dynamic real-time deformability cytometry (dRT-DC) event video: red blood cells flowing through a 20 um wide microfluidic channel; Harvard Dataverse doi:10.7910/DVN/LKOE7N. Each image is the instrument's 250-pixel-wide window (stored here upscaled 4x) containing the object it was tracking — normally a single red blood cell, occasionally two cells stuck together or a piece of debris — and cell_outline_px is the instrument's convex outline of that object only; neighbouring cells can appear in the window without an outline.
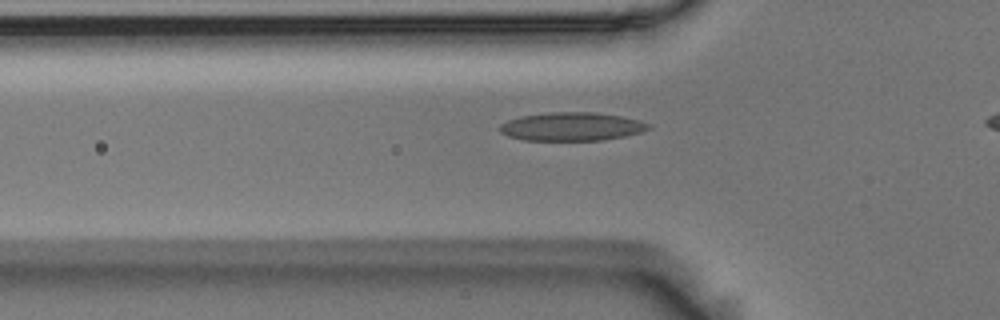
{"species": "Egyptian fruit bat (a non-hibernating species)", "species_latin": "Rousettus aegyptiacus", "temperature_condition": "room temperature", "stored_images_in_passage": 40, "camera_frame_rate_fps": 3000, "um_per_image_px": 0.085, "animal": {"sex": "male"}, "frame": {"image": 1, "passage_image": 10, "time_ms": 3.0, "image_size_px": [1000, 320], "cell_outline_px": [[652, 128], [640, 132], [624, 136], [604, 140], [524, 140], [508, 136], [500, 132], [500, 124], [508, 120], [520, 116], [552, 112], [596, 112], [620, 116], [640, 120], [652, 124]], "centroid_in_image_um": [48.62, 10.75], "position_along_channel_um": 77.2, "area_um2": 24.68}}
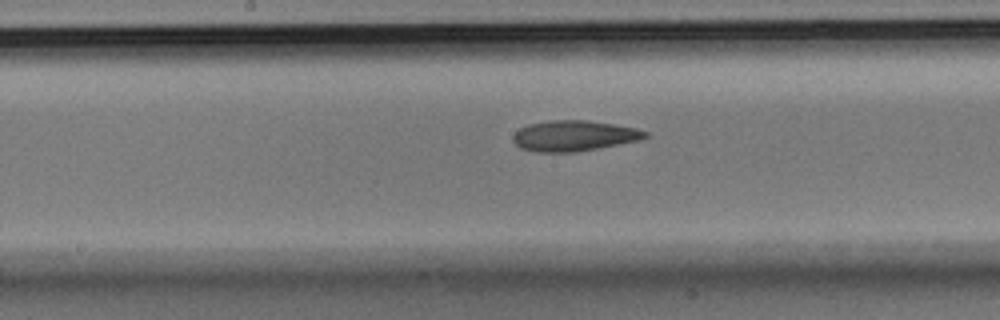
{"frame": {"image": 2, "passage_image": 20, "time_ms": 6.333, "image_size_px": [1000, 320], "cell_outline_px": [[648, 136], [640, 140], [576, 152], [536, 152], [520, 148], [512, 140], [512, 136], [520, 128], [528, 124], [548, 120], [588, 120], [636, 128], [648, 132]], "centroid_in_image_um": [48.76, 11.54], "position_along_channel_um": 199.4, "area_um2": 23.58}}
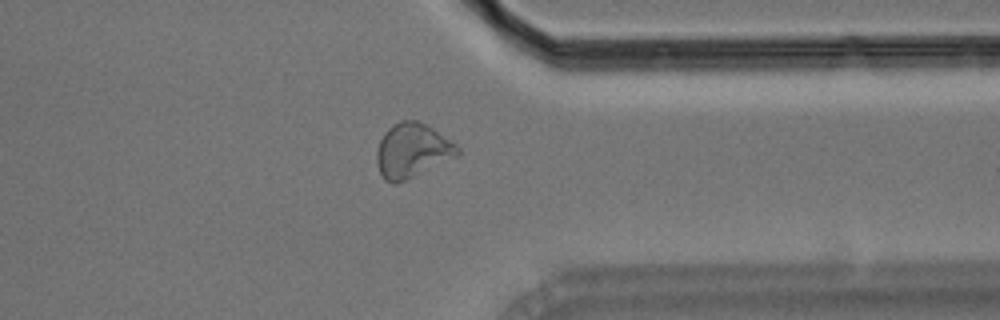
{"frame": {"image": 3, "passage_image": 35, "time_ms": 11.333, "image_size_px": [1000, 320], "cell_outline_px": [[460, 152], [456, 156], [396, 184], [392, 184], [384, 180], [376, 164], [376, 148], [384, 132], [392, 124], [400, 120], [416, 120], [432, 128], [456, 144], [460, 148]], "centroid_in_image_um": [34.98, 12.79], "position_along_channel_um": 376.4, "area_um2": 25.37}, "authors_computed_cell_mechanics": {"area_um2": 23.5246, "velocity_mm_per_s": 3.6332, "shape_relaxation_time_tau1_ms": null, "shape_relaxation_time_tau2_ms": 4.5298, "deformation_change_tau1": null, "deformation_change_tau2": 0.1015}}